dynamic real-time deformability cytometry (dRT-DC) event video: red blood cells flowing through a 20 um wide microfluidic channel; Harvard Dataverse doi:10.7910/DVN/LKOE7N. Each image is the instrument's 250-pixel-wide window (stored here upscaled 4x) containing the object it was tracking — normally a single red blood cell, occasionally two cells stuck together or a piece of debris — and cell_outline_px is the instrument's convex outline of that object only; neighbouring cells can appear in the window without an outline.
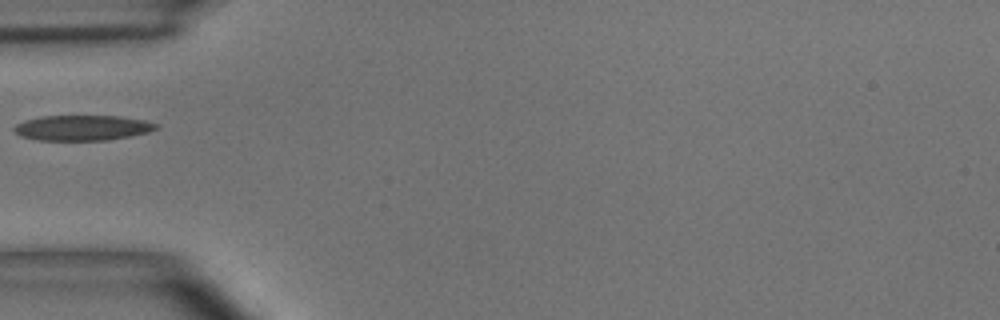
{"species": "common noctule bat (a hibernating species)", "species_latin": "Nyctalus noctula", "temperature_condition": "room temperature", "stored_images_in_passage": 1, "camera_frame_rate_fps": 3000, "um_per_image_px": 0.085, "animal": {"sex": "male", "body_mass_g": 15.6}, "frame": {"image": 1, "passage_image": 1, "time_ms": 0.0, "image_size_px": [1000, 320], "cell_outline_px": [[160, 128], [148, 132], [108, 140], [36, 140], [20, 136], [12, 128], [16, 124], [24, 120], [40, 116], [120, 116], [144, 120], [160, 124]], "centroid_in_image_um": [7.0, 10.86], "position_along_channel_um": 78.0, "area_um2": 21.04}}